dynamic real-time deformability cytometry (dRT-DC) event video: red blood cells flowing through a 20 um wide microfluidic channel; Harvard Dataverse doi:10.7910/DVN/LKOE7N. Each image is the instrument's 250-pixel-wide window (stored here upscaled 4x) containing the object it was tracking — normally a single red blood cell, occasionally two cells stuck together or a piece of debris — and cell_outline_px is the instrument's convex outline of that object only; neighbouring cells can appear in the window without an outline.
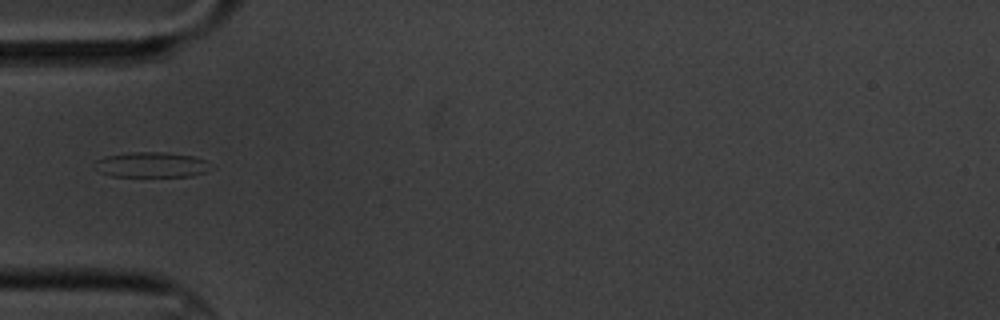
{"species": "common noctule bat (a hibernating species)", "species_latin": "Nyctalus noctula", "temperature_condition": "cold", "stored_images_in_passage": 10, "camera_frame_rate_fps": 3000, "um_per_image_px": 0.085, "animal": {"sex": "male", "body_mass_g": 20.1, "forearm_length_mm": 53.5}, "frame": {"image": 1, "passage_image": 5, "time_ms": 4.667, "image_size_px": [1000, 320], "cell_outline_px": [[216, 168], [192, 176], [108, 176], [96, 172], [92, 168], [92, 164], [96, 160], [104, 156], [128, 152], [164, 152], [192, 156], [204, 160]], "centroid_in_image_um": [12.8, 14.01], "position_along_channel_um": 72.2, "area_um2": 17.51}}
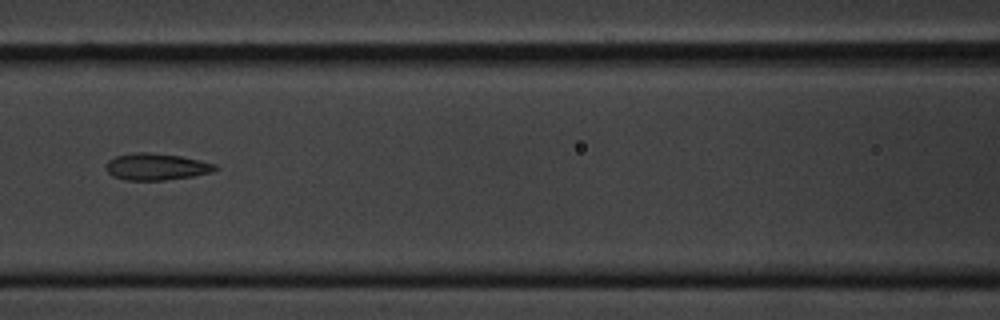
{"frame": {"image": 2, "passage_image": 7, "time_ms": 7.0, "image_size_px": [1000, 320], "cell_outline_px": [[216, 168], [212, 172], [192, 176], [164, 180], [124, 180], [112, 176], [104, 168], [104, 164], [108, 160], [116, 156], [132, 152], [148, 152], [180, 156], [200, 160], [216, 164]], "centroid_in_image_um": [13.22, 14.17], "position_along_channel_um": 153.4, "area_um2": 17.11}}
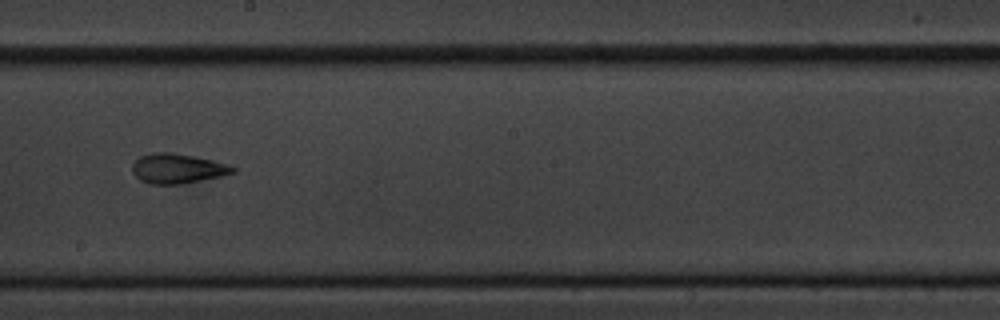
{"frame": {"image": 3, "passage_image": 9, "time_ms": 9.333, "image_size_px": [1000, 320], "cell_outline_px": [[236, 172], [220, 176], [180, 184], [148, 184], [140, 180], [132, 172], [132, 164], [140, 156], [152, 152], [172, 152], [212, 160], [228, 164], [236, 168]], "centroid_in_image_um": [15.06, 14.32], "position_along_channel_um": 233.1, "area_um2": 17.4}}